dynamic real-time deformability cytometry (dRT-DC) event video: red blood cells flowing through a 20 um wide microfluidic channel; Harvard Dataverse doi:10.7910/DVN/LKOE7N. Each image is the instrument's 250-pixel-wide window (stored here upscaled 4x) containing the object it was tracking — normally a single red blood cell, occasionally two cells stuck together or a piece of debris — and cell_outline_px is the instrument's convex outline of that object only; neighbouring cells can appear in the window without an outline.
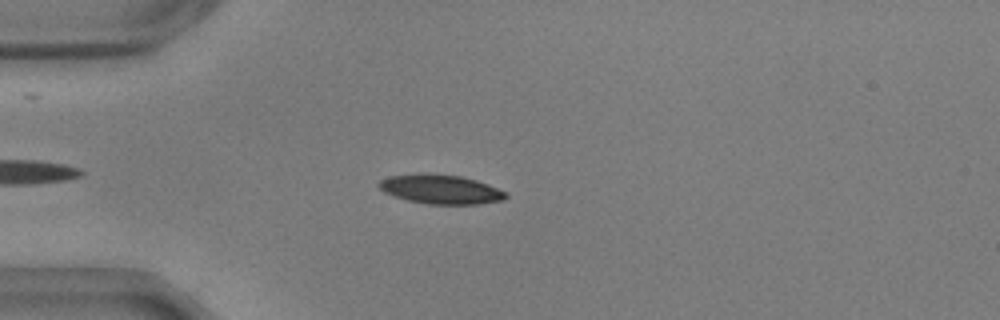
{"species": "common noctule bat (a hibernating species)", "species_latin": "Nyctalus noctula", "temperature_condition": "warm", "stored_images_in_passage": 38, "camera_frame_rate_fps": 3000, "um_per_image_px": 0.085, "animal": {"sex": "male", "body_mass_g": 17.9, "forearm_length_mm": 54.2}, "frame": {"image": 1, "passage_image": 5, "time_ms": 1.333, "image_size_px": [1000, 320], "cell_outline_px": [[508, 196], [504, 200], [476, 204], [428, 204], [408, 200], [384, 192], [376, 184], [380, 180], [388, 176], [424, 172], [428, 172], [460, 176], [476, 180], [488, 184], [504, 192]], "centroid_in_image_um": [37.42, 16.07], "position_along_channel_um": 47.6, "area_um2": 21.68}}
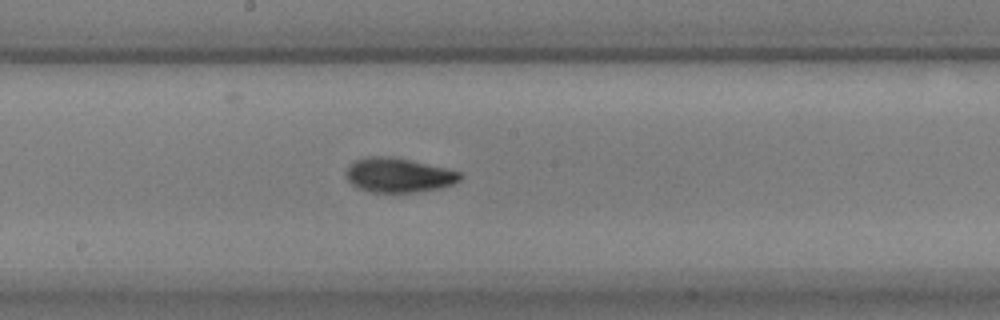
{"frame": {"image": 2, "passage_image": 20, "time_ms": 6.333, "image_size_px": [1000, 320], "cell_outline_px": [[464, 176], [460, 180], [452, 184], [440, 188], [416, 192], [368, 192], [352, 184], [344, 176], [344, 172], [348, 164], [356, 160], [368, 156], [388, 156], [448, 168], [460, 172]], "centroid_in_image_um": [33.85, 14.89], "position_along_channel_um": 214.3, "area_um2": 23.0}}
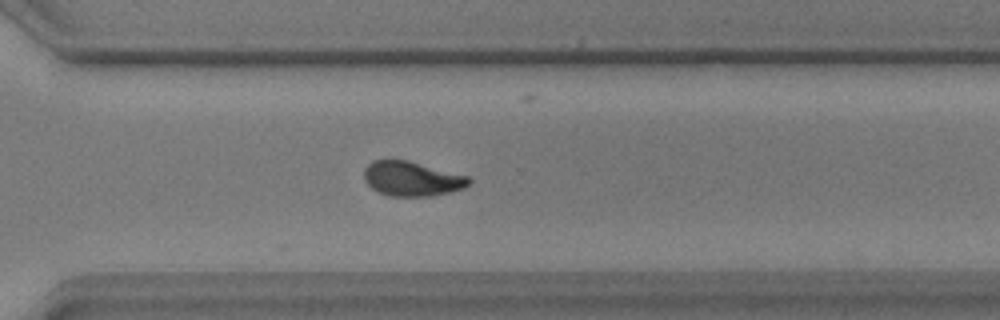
{"frame": {"image": 3, "passage_image": 30, "time_ms": 9.667, "image_size_px": [1000, 320], "cell_outline_px": [[472, 180], [464, 188], [432, 196], [388, 196], [372, 188], [364, 180], [364, 168], [372, 160], [408, 160], [468, 176]], "centroid_in_image_um": [34.99, 15.19], "position_along_channel_um": 335.6, "area_um2": 21.1}, "authors_computed_cell_mechanics": {"area_um2": 21.7039, "velocity_mm_per_s": 3.6481, "shape_relaxation_time_tau1_ms": null, "shape_relaxation_time_tau2_ms": 2.644, "deformation_change_tau1": null, "deformation_change_tau2": 0.0671}}